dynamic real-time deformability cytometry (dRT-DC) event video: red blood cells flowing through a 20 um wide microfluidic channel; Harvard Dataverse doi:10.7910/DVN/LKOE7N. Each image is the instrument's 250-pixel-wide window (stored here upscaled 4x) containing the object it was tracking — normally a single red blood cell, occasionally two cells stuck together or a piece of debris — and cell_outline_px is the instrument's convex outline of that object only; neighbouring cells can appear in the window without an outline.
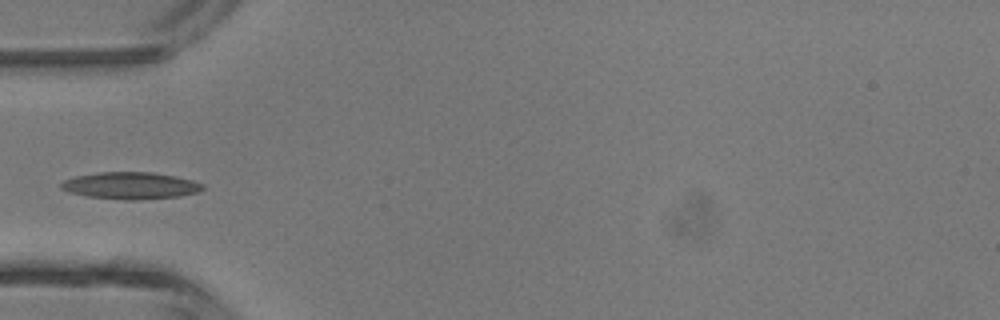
{"species": "common noctule bat (a hibernating species)", "species_latin": "Nyctalus noctula", "temperature_condition": "room temperature", "stored_images_in_passage": 32, "camera_frame_rate_fps": 3000, "um_per_image_px": 0.085, "animal": {"sex": "male", "body_mass_g": 13.3}, "frame": {"image": 1, "passage_image": 1, "time_ms": 0.0, "image_size_px": [1000, 320], "cell_outline_px": [[204, 188], [200, 192], [180, 196], [140, 200], [124, 200], [88, 196], [68, 192], [60, 188], [60, 184], [64, 180], [76, 176], [96, 172], [152, 172], [176, 176], [192, 180], [204, 184]], "centroid_in_image_um": [11.12, 15.78], "position_along_channel_um": 73.9, "area_um2": 22.43}}
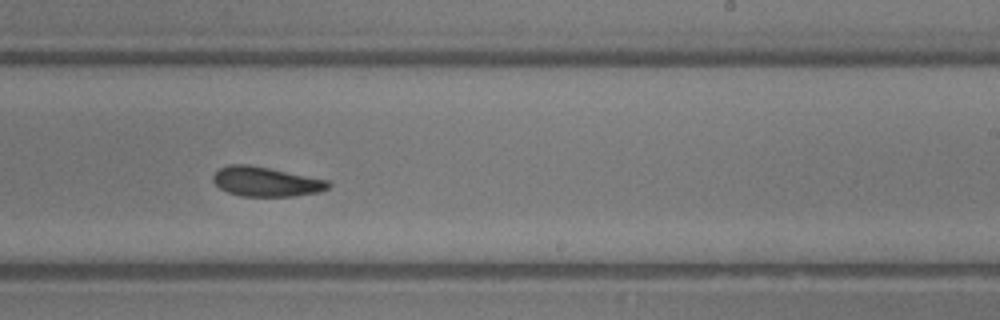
{"frame": {"image": 2, "passage_image": 14, "time_ms": 4.333, "image_size_px": [1000, 320], "cell_outline_px": [[332, 184], [328, 188], [320, 192], [292, 196], [240, 196], [228, 192], [220, 188], [212, 180], [212, 176], [220, 168], [228, 164], [248, 164], [328, 180]], "centroid_in_image_um": [22.6, 15.44], "position_along_channel_um": 266.4, "area_um2": 19.77}}
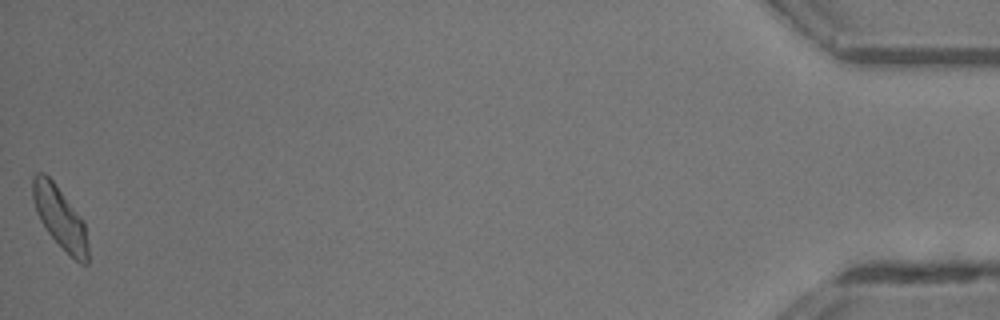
{"frame": {"image": 3, "passage_image": 32, "time_ms": 10.333, "image_size_px": [1000, 320], "cell_outline_px": [[88, 264], [80, 264], [48, 232], [40, 220], [36, 212], [32, 196], [32, 176], [36, 172], [44, 172], [52, 180], [84, 220], [88, 244]], "centroid_in_image_um": [5.09, 18.46], "position_along_channel_um": 430.1, "area_um2": 19.71}}